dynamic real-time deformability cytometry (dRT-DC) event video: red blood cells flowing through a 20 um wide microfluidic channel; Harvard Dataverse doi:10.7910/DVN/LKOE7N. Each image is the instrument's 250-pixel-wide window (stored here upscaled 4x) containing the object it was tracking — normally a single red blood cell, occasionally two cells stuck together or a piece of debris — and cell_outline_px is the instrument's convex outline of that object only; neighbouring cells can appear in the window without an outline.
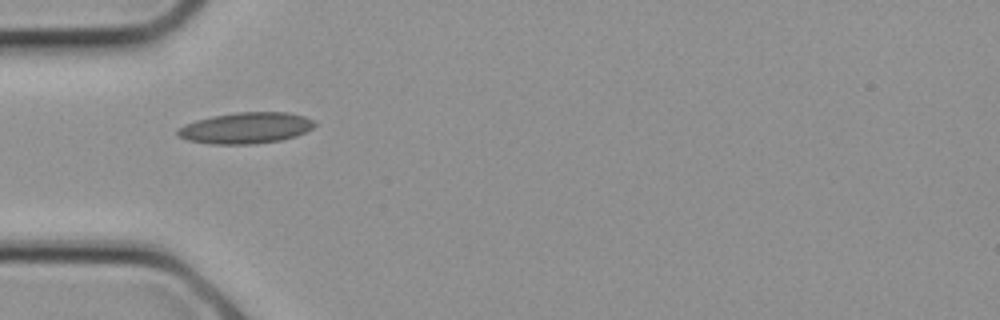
{"species": "common noctule bat (a hibernating species)", "species_latin": "Nyctalus noctula", "temperature_condition": "cold", "stored_images_in_passage": 18, "camera_frame_rate_fps": 3000, "um_per_image_px": 0.085, "animal": {"sex": "female", "body_mass_g": 21.9}, "frame": {"image": 1, "passage_image": 1, "time_ms": 0.0, "image_size_px": [1000, 320], "cell_outline_px": [[316, 124], [312, 128], [296, 136], [280, 140], [256, 144], [212, 144], [188, 140], [176, 136], [176, 128], [184, 124], [196, 120], [212, 116], [236, 112], [288, 112], [304, 116], [316, 120]], "centroid_in_image_um": [20.88, 10.87], "position_along_channel_um": 64.1, "area_um2": 25.09}}
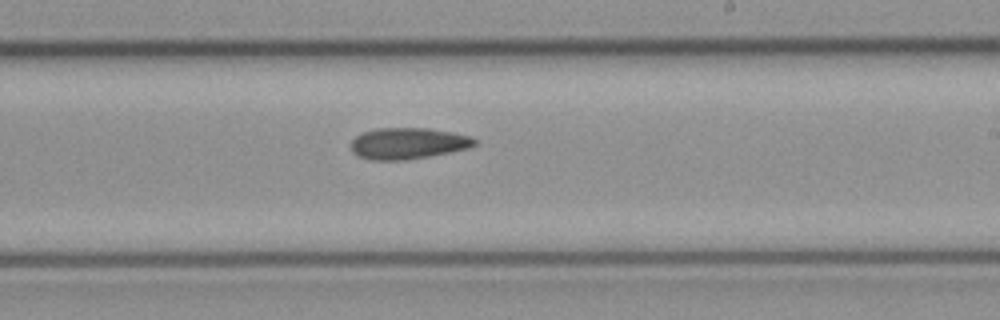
{"frame": {"image": 2, "passage_image": 8, "time_ms": 2.333, "image_size_px": [1000, 320], "cell_outline_px": [[476, 144], [468, 148], [428, 156], [404, 160], [372, 160], [356, 156], [352, 152], [352, 140], [356, 136], [364, 132], [376, 128], [428, 128], [452, 132], [468, 136], [476, 140]], "centroid_in_image_um": [34.64, 12.19], "position_along_channel_um": 254.4, "area_um2": 22.37}}
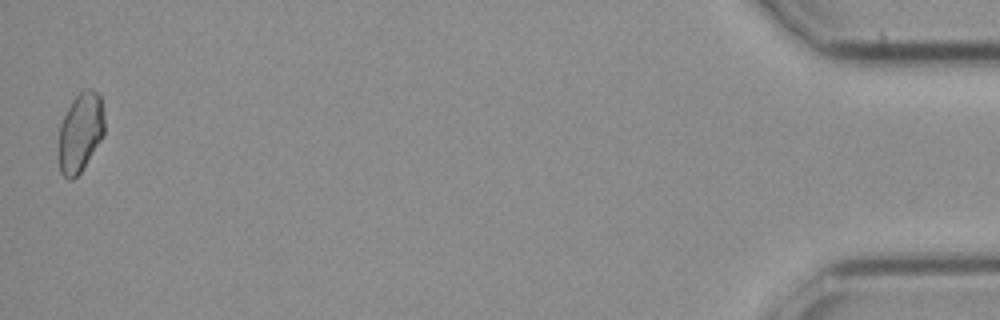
{"frame": {"image": 3, "passage_image": 18, "time_ms": 5.667, "image_size_px": [1000, 320], "cell_outline_px": [[104, 136], [80, 172], [72, 180], [68, 180], [60, 172], [60, 124], [72, 100], [84, 88], [92, 88], [100, 92], [104, 112]], "centroid_in_image_um": [6.88, 11.2], "position_along_channel_um": 428.3, "area_um2": 21.15}}